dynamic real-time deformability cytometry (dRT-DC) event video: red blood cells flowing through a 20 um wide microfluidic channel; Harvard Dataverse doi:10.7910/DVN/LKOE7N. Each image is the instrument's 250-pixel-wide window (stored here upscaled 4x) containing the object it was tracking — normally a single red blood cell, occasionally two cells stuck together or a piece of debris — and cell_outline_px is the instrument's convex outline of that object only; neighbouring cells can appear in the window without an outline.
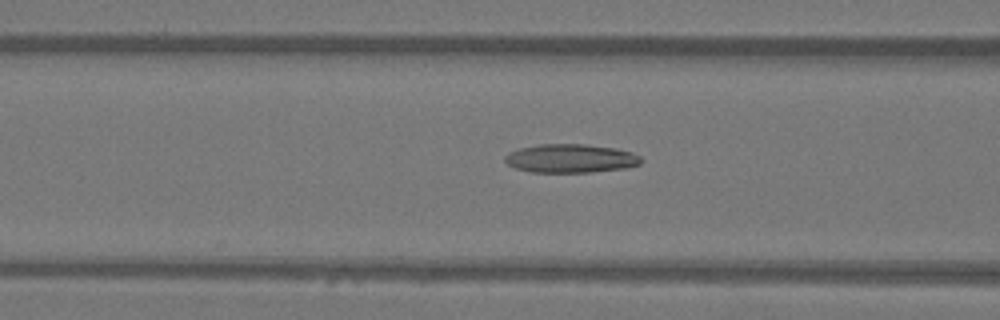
{"species": "Egyptian fruit bat (a non-hibernating species)", "species_latin": "Rousettus aegyptiacus", "temperature_condition": "warm", "stored_images_in_passage": 46, "camera_frame_rate_fps": 3000, "um_per_image_px": 0.085, "animal": {"sex": "female"}, "frame": {"image": 1, "passage_image": 20, "time_ms": 6.333, "image_size_px": [1000, 320], "cell_outline_px": [[644, 160], [640, 164], [624, 168], [592, 172], [532, 172], [516, 168], [508, 164], [504, 160], [504, 156], [508, 152], [520, 148], [540, 144], [584, 144], [616, 148], [632, 152], [640, 156]], "centroid_in_image_um": [48.52, 13.46], "position_along_channel_um": 118.1, "area_um2": 22.77}}
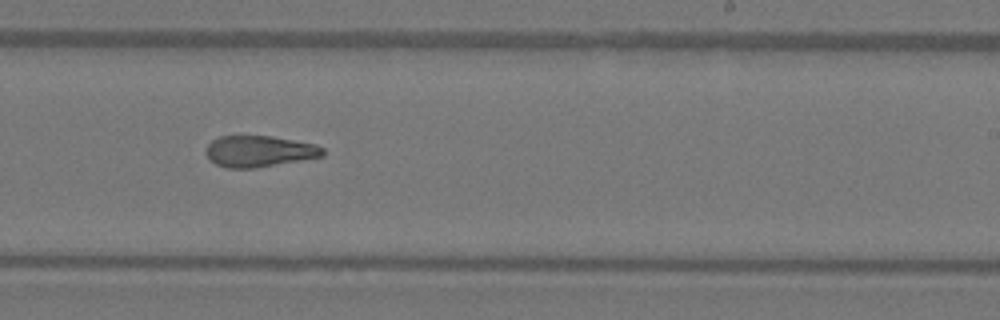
{"frame": {"image": 2, "passage_image": 31, "time_ms": 10.0, "image_size_px": [1000, 320], "cell_outline_px": [[324, 156], [256, 168], [228, 168], [216, 164], [208, 160], [204, 152], [204, 148], [212, 140], [220, 136], [272, 136], [316, 144], [324, 148]], "centroid_in_image_um": [22.0, 12.86], "position_along_channel_um": 267.0, "area_um2": 21.5}}
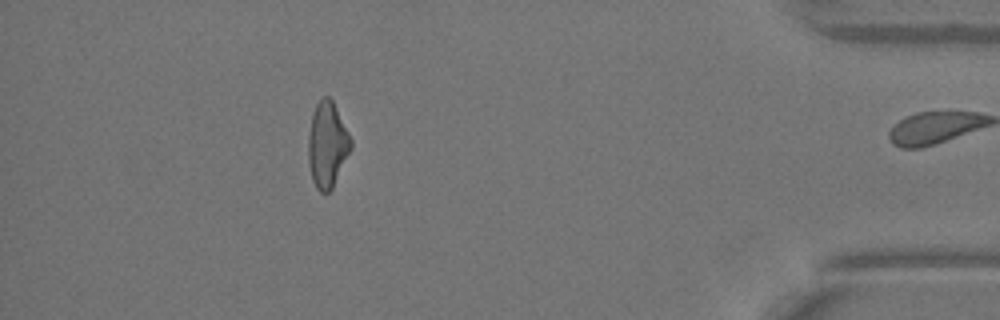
{"frame": {"image": 3, "passage_image": 45, "time_ms": 14.667, "image_size_px": [1000, 320], "cell_outline_px": [[352, 148], [332, 188], [328, 192], [320, 192], [316, 188], [312, 180], [308, 164], [308, 136], [312, 112], [316, 104], [324, 96], [328, 96], [332, 100], [352, 140]], "centroid_in_image_um": [27.8, 12.31], "position_along_channel_um": 407.4, "area_um2": 21.21}, "authors_computed_cell_mechanics": {"area_um2": 22.5131, "velocity_mm_per_s": 4.068, "shape_relaxation_time_tau1_ms": 9.5657, "shape_relaxation_time_tau2_ms": 2.8231, "deformation_change_tau1": 0.28, "deformation_change_tau2": 0.1116}}